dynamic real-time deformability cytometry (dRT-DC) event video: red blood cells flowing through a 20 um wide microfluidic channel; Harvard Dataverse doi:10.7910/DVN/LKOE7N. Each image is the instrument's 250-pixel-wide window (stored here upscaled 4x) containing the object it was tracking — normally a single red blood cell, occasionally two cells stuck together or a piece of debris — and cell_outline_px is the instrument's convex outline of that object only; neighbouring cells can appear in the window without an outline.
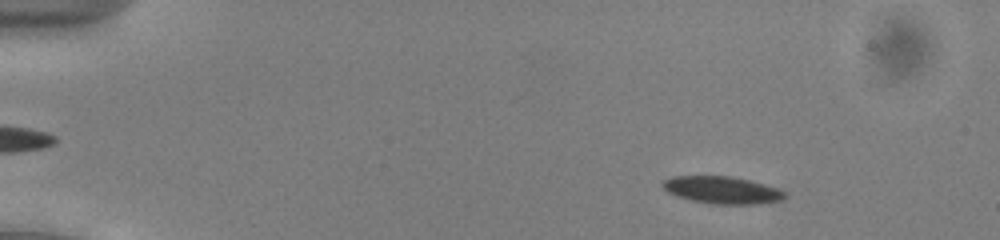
{"species": "common noctule bat (a hibernating species)", "species_latin": "Nyctalus noctula", "temperature_condition": "cold", "stored_images_in_passage": 52, "camera_frame_rate_fps": 3000, "um_per_image_px": 0.085, "animal": {"sex": "male", "body_mass_g": 13.0, "forearm_length_mm": 53.1}, "frame": {"image": 1, "passage_image": 7, "time_ms": 2.0, "image_size_px": [1000, 240], "cell_outline_px": [[788, 196], [780, 200], [760, 204], [716, 204], [692, 200], [668, 192], [660, 184], [664, 180], [672, 176], [732, 176], [764, 184], [776, 188], [784, 192]], "centroid_in_image_um": [61.39, 16.15], "position_along_channel_um": 23.6, "area_um2": 19.19}}
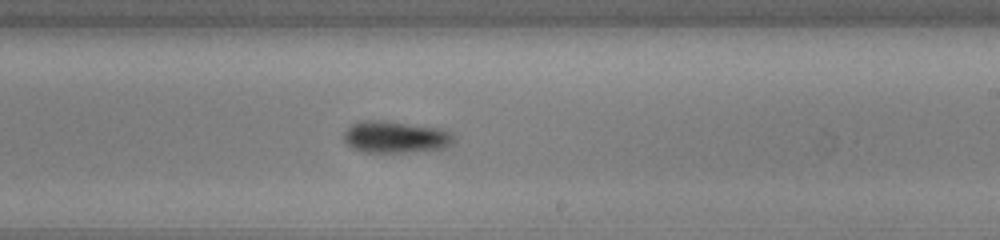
{"frame": {"image": 2, "passage_image": 32, "time_ms": 10.333, "image_size_px": [1000, 240], "cell_outline_px": [[452, 144], [444, 148], [408, 152], [364, 152], [352, 148], [344, 140], [344, 132], [352, 124], [360, 120], [384, 120], [436, 128], [452, 132]], "centroid_in_image_um": [33.57, 11.64], "position_along_channel_um": 255.4, "area_um2": 20.23}}
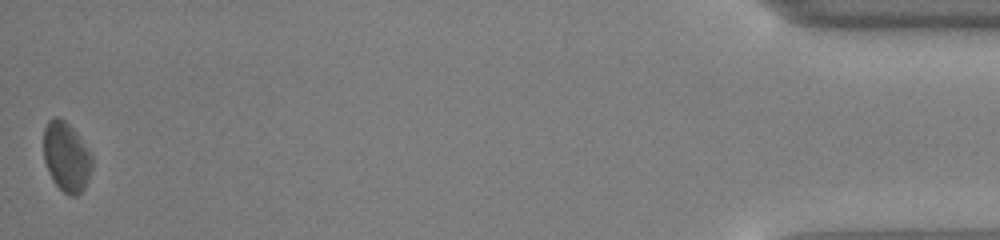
{"frame": {"image": 3, "passage_image": 52, "time_ms": 17.0, "image_size_px": [1000, 240], "cell_outline_px": [[92, 168], [84, 188], [76, 196], [68, 196], [52, 180], [48, 172], [44, 160], [44, 128], [48, 120], [56, 116], [64, 120], [76, 132], [92, 156]], "centroid_in_image_um": [5.63, 13.34], "position_along_channel_um": 429.6, "area_um2": 19.54}, "authors_computed_cell_mechanics": {"area_um2": 19.7098, "velocity_mm_per_s": 3.9292, "shape_relaxation_time_tau1_ms": 1.7796, "shape_relaxation_time_tau2_ms": null, "deformation_change_tau1": 0.0626, "deformation_change_tau2": null}}